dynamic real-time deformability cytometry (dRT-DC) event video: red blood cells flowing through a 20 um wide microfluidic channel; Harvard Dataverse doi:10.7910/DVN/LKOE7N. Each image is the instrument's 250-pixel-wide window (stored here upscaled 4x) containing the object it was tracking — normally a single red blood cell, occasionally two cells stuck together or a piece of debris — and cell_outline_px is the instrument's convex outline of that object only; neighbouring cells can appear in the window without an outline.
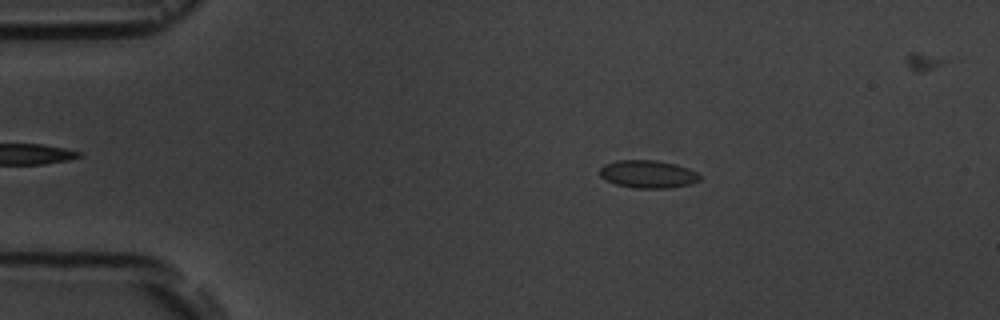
{"species": "common noctule bat (a hibernating species)", "species_latin": "Nyctalus noctula", "temperature_condition": "room temperature", "stored_images_in_passage": 5, "camera_frame_rate_fps": 3000, "um_per_image_px": 0.085, "animal": {"sex": "male", "body_mass_g": 19.5, "forearm_length_mm": 54.6}, "frame": {"image": 1, "passage_image": 3, "time_ms": 2.333, "image_size_px": [1000, 320], "cell_outline_px": [[700, 180], [688, 184], [664, 188], [632, 188], [616, 184], [604, 180], [600, 176], [600, 168], [604, 164], [616, 160], [656, 160], [676, 164], [688, 168], [696, 172], [700, 176]], "centroid_in_image_um": [55.03, 14.79], "position_along_channel_um": 30.0, "area_um2": 16.18}}
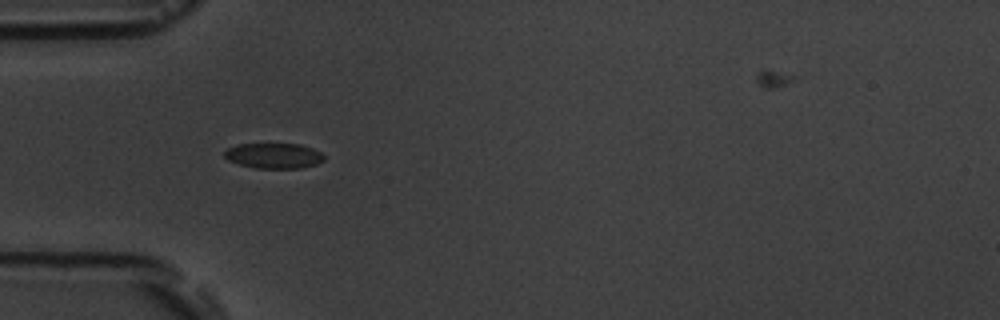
{"frame": {"image": 2, "passage_image": 5, "time_ms": 4.667, "image_size_px": [1000, 320], "cell_outline_px": [[324, 160], [316, 164], [304, 168], [256, 168], [240, 164], [228, 160], [224, 156], [224, 152], [228, 148], [236, 144], [300, 144], [312, 148], [320, 152], [324, 156]], "centroid_in_image_um": [23.28, 13.24], "position_along_channel_um": 61.7, "area_um2": 14.68}}